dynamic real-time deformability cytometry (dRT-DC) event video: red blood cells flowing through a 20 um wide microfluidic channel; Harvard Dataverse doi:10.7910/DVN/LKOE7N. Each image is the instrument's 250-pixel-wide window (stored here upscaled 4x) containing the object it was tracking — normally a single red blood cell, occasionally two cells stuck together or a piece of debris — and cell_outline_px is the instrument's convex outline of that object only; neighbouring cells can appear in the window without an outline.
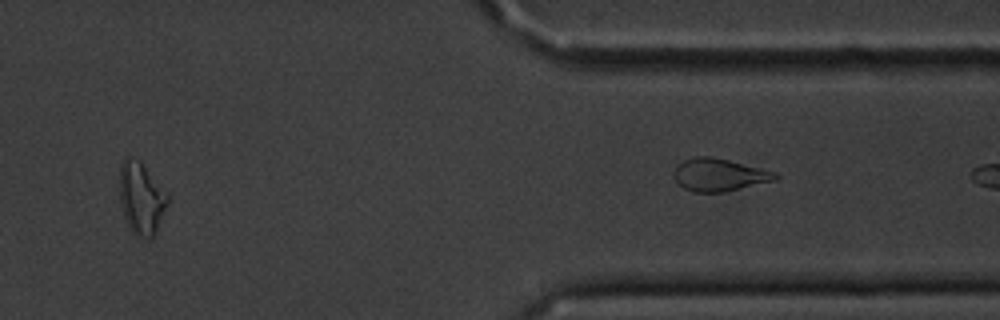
{"species": "common noctule bat (a hibernating species)", "species_latin": "Nyctalus noctula", "temperature_condition": "cold", "stored_images_in_passage": 14, "segment_of_instrument_passage": [2, 2], "camera_frame_rate_fps": 3000, "um_per_image_px": 0.085, "animal": {"sex": "male", "body_mass_g": 20.1, "forearm_length_mm": 53.5}, "frame": {"image": 1, "passage_image": 14, "time_ms": 15.667, "image_size_px": [1000, 320], "cell_outline_px": [[780, 176], [776, 180], [724, 192], [696, 192], [684, 188], [676, 180], [676, 164], [684, 160], [696, 156], [712, 156], [776, 172]], "centroid_in_image_um": [61.16, 14.85], "position_along_channel_um": 350.2, "area_um2": 19.02}}